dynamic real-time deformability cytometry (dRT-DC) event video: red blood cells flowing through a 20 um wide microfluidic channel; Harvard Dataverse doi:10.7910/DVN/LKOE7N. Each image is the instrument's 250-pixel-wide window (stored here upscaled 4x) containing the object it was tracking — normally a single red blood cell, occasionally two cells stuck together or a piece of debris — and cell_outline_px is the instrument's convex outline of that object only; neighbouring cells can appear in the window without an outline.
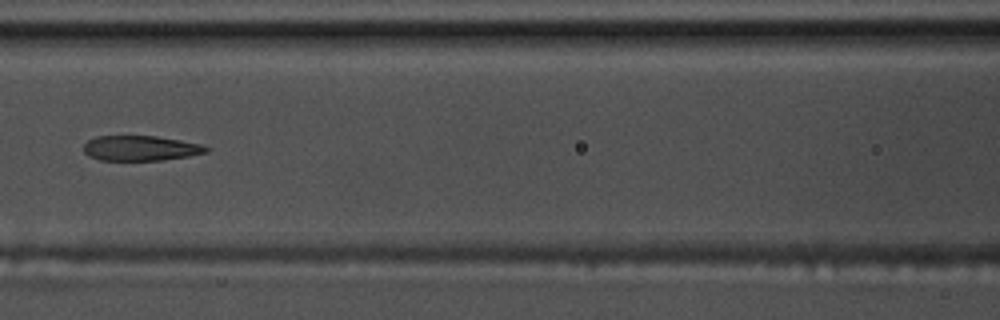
{"species": "common noctule bat (a hibernating species)", "species_latin": "Nyctalus noctula", "temperature_condition": "warm", "stored_images_in_passage": 11, "camera_frame_rate_fps": 3000, "um_per_image_px": 0.085, "animal": {"sex": "male", "body_mass_g": 17.5, "forearm_length_mm": 52.3}, "frame": {"image": 1, "passage_image": 7, "time_ms": 2.0, "image_size_px": [1000, 320], "cell_outline_px": [[208, 152], [188, 156], [160, 160], [100, 160], [88, 156], [84, 152], [84, 144], [88, 140], [96, 136], [156, 136], [180, 140], [200, 144], [208, 148]], "centroid_in_image_um": [11.91, 12.59], "position_along_channel_um": 154.7, "area_um2": 17.8}}
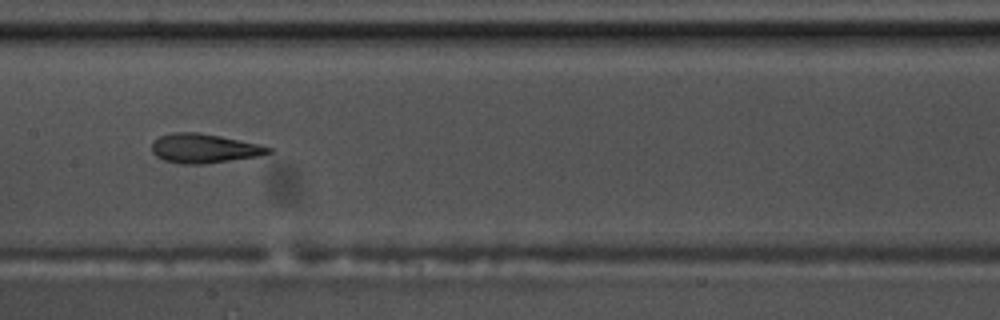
{"frame": {"image": 2, "passage_image": 8, "time_ms": 2.333, "image_size_px": [1000, 320], "cell_outline_px": [[272, 152], [256, 156], [204, 164], [180, 164], [164, 160], [156, 156], [152, 152], [152, 140], [160, 136], [172, 132], [200, 132], [260, 144], [272, 148]], "centroid_in_image_um": [17.31, 12.6], "position_along_channel_um": 190.1, "area_um2": 19.88}}